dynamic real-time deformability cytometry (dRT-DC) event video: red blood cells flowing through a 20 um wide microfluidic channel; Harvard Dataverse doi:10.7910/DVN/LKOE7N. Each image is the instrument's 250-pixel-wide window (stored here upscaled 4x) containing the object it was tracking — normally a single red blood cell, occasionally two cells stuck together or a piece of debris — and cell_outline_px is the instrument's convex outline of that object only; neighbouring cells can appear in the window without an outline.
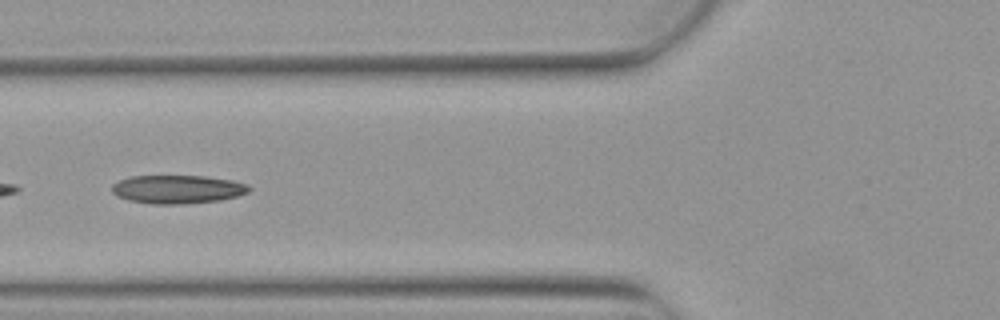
{"species": "Egyptian fruit bat (a non-hibernating species)", "species_latin": "Rousettus aegyptiacus", "temperature_condition": "warm", "stored_images_in_passage": 8, "camera_frame_rate_fps": 3000, "um_per_image_px": 0.085, "animal": {"sex": "female"}, "frame": {"image": 1, "passage_image": 5, "time_ms": 1.333, "image_size_px": [1000, 320], "cell_outline_px": [[252, 188], [248, 192], [236, 196], [220, 200], [180, 204], [152, 204], [128, 200], [116, 196], [112, 192], [112, 184], [120, 180], [132, 176], [204, 176], [232, 180], [248, 184]], "centroid_in_image_um": [15.08, 16.09], "position_along_channel_um": 110.7, "area_um2": 22.72}}
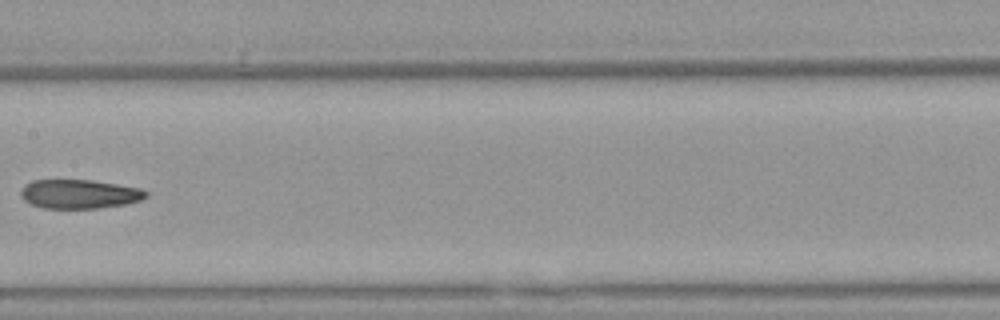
{"frame": {"image": 2, "passage_image": 7, "time_ms": 2.0, "image_size_px": [1000, 320], "cell_outline_px": [[148, 196], [140, 200], [124, 204], [100, 208], [40, 208], [24, 200], [20, 196], [20, 188], [24, 184], [32, 180], [92, 180], [140, 188], [148, 192]], "centroid_in_image_um": [6.7, 16.49], "position_along_channel_um": 200.7, "area_um2": 21.27}}
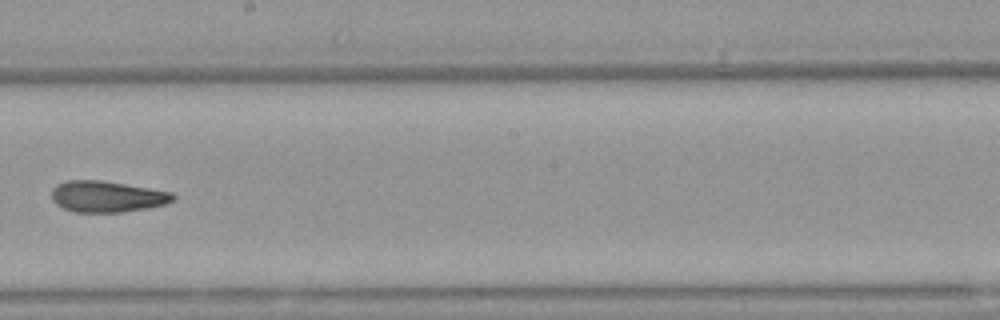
{"frame": {"image": 3, "passage_image": 8, "time_ms": 2.333, "image_size_px": [1000, 320], "cell_outline_px": [[176, 196], [172, 200], [164, 204], [148, 208], [120, 212], [76, 212], [64, 208], [56, 204], [52, 200], [52, 188], [56, 184], [68, 180], [100, 180], [172, 192]], "centroid_in_image_um": [9.06, 16.7], "position_along_channel_um": 239.1, "area_um2": 21.91}}